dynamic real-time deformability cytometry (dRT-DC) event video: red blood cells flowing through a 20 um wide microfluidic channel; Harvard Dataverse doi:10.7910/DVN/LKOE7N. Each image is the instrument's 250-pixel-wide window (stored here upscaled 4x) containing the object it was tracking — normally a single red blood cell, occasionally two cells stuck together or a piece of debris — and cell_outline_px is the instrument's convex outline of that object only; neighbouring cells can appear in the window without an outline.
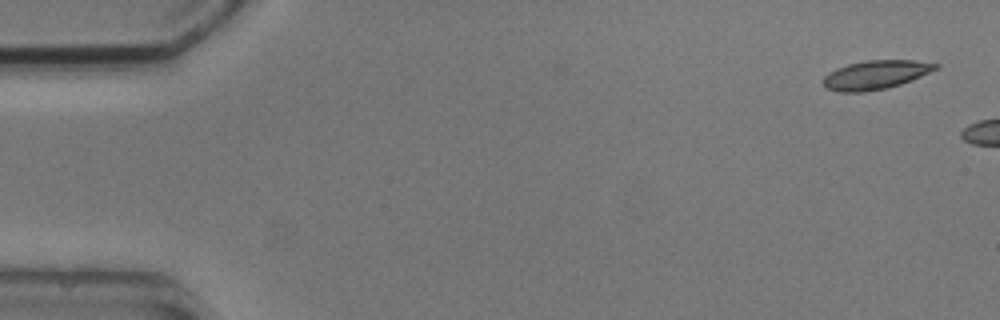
{"species": "common noctule bat (a hibernating species)", "species_latin": "Nyctalus noctula", "temperature_condition": "cold", "stored_images_in_passage": 9, "camera_frame_rate_fps": 3000, "um_per_image_px": 0.085, "animal": {"sex": "male", "body_mass_g": 20.5, "forearm_length_mm": 52.5}, "frame": {"image": 1, "passage_image": 1, "time_ms": 0.0, "image_size_px": [1000, 320], "cell_outline_px": [[940, 68], [912, 80], [888, 88], [864, 92], [840, 92], [828, 88], [824, 84], [824, 76], [828, 72], [836, 68], [848, 64], [864, 60], [916, 60], [940, 64]], "centroid_in_image_um": [74.47, 6.35], "position_along_channel_um": 10.5, "area_um2": 19.02}}
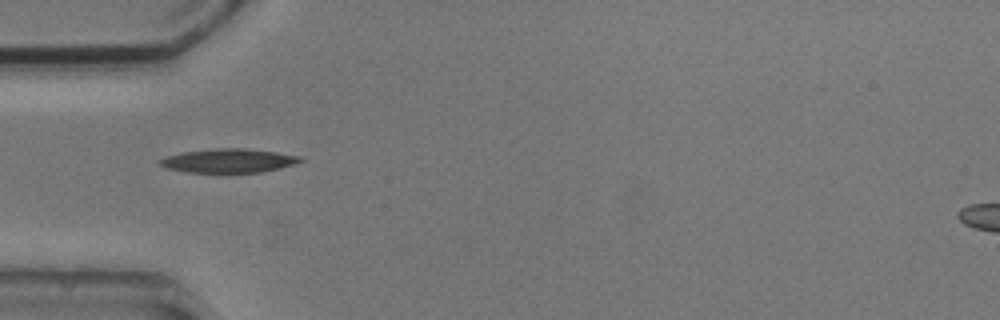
{"frame": {"image": 2, "passage_image": 6, "time_ms": 6.667, "image_size_px": [1000, 320], "cell_outline_px": [[304, 160], [280, 168], [260, 172], [188, 172], [168, 168], [160, 164], [156, 160], [164, 156], [184, 152], [216, 148], [244, 148], [276, 152], [300, 156]], "centroid_in_image_um": [19.4, 13.65], "position_along_channel_um": 65.6, "area_um2": 19.36}}